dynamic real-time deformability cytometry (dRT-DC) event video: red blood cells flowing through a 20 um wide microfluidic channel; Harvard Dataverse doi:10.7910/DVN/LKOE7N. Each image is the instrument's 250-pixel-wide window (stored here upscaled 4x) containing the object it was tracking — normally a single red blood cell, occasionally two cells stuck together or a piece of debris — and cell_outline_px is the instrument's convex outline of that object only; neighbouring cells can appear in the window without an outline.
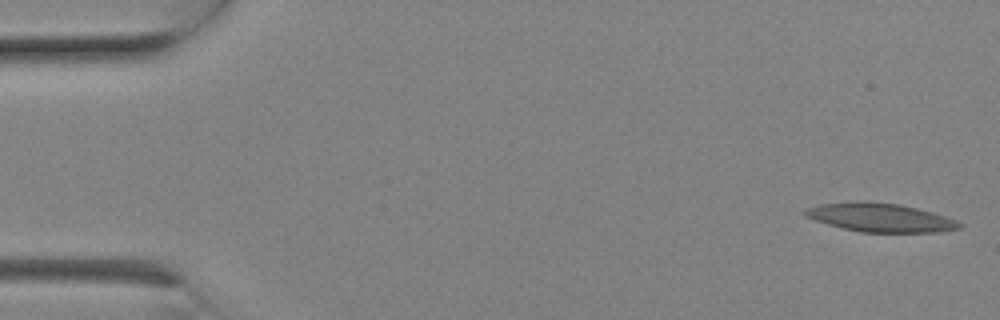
{"species": "Egyptian fruit bat (a non-hibernating species)", "species_latin": "Rousettus aegyptiacus", "temperature_condition": "room temperature", "stored_images_in_passage": 7, "camera_frame_rate_fps": 3000, "um_per_image_px": 0.085, "animal": {"sex": "female"}, "frame": {"image": 1, "passage_image": 1, "time_ms": 0.0, "image_size_px": [1000, 320], "cell_outline_px": [[964, 224], [960, 228], [940, 232], [860, 232], [828, 224], [804, 216], [804, 208], [820, 204], [864, 200], [868, 200], [900, 204], [932, 212], [956, 220]], "centroid_in_image_um": [74.82, 18.48], "position_along_channel_um": 10.2, "area_um2": 25.84}}
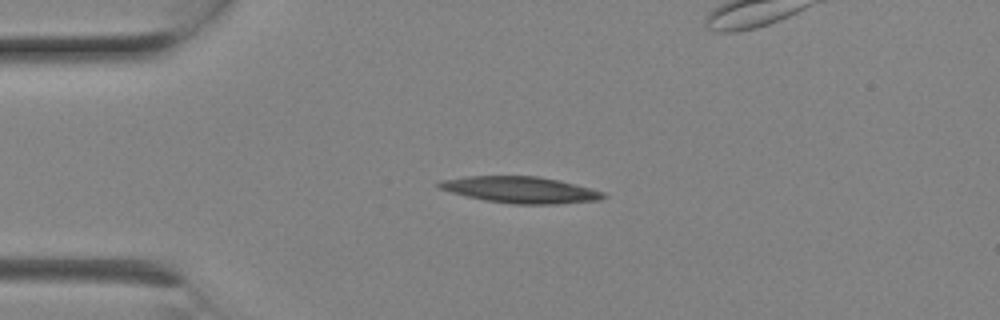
{"frame": {"image": 2, "passage_image": 5, "time_ms": 1.333, "image_size_px": [1000, 320], "cell_outline_px": [[608, 196], [600, 200], [556, 204], [512, 204], [484, 200], [452, 192], [440, 188], [436, 184], [440, 180], [464, 176], [536, 176], [560, 180], [576, 184], [604, 192]], "centroid_in_image_um": [44.26, 16.13], "position_along_channel_um": 40.7, "area_um2": 25.32}}